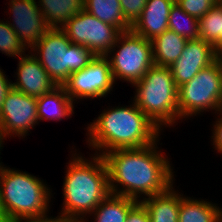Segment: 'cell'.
I'll list each match as a JSON object with an SVG mask.
<instances>
[{
    "mask_svg": "<svg viewBox=\"0 0 222 222\" xmlns=\"http://www.w3.org/2000/svg\"><path fill=\"white\" fill-rule=\"evenodd\" d=\"M159 141L140 148L116 149L103 155L112 194L140 202L141 198L162 193L175 183L171 158L158 148Z\"/></svg>",
    "mask_w": 222,
    "mask_h": 222,
    "instance_id": "obj_1",
    "label": "cell"
},
{
    "mask_svg": "<svg viewBox=\"0 0 222 222\" xmlns=\"http://www.w3.org/2000/svg\"><path fill=\"white\" fill-rule=\"evenodd\" d=\"M70 152L63 179L62 208L56 218L59 222L88 221L87 217L111 193L108 168L101 155L90 154L88 159L79 155L77 149Z\"/></svg>",
    "mask_w": 222,
    "mask_h": 222,
    "instance_id": "obj_2",
    "label": "cell"
},
{
    "mask_svg": "<svg viewBox=\"0 0 222 222\" xmlns=\"http://www.w3.org/2000/svg\"><path fill=\"white\" fill-rule=\"evenodd\" d=\"M108 107L86 127V142L94 154L103 156L116 149L145 147L161 139L162 131L134 101L130 106Z\"/></svg>",
    "mask_w": 222,
    "mask_h": 222,
    "instance_id": "obj_3",
    "label": "cell"
},
{
    "mask_svg": "<svg viewBox=\"0 0 222 222\" xmlns=\"http://www.w3.org/2000/svg\"><path fill=\"white\" fill-rule=\"evenodd\" d=\"M133 86L132 101L154 125L161 131L178 125V87L169 67L154 64Z\"/></svg>",
    "mask_w": 222,
    "mask_h": 222,
    "instance_id": "obj_4",
    "label": "cell"
},
{
    "mask_svg": "<svg viewBox=\"0 0 222 222\" xmlns=\"http://www.w3.org/2000/svg\"><path fill=\"white\" fill-rule=\"evenodd\" d=\"M45 183L28 172L4 166L0 196L6 217H51L48 214L53 193Z\"/></svg>",
    "mask_w": 222,
    "mask_h": 222,
    "instance_id": "obj_5",
    "label": "cell"
},
{
    "mask_svg": "<svg viewBox=\"0 0 222 222\" xmlns=\"http://www.w3.org/2000/svg\"><path fill=\"white\" fill-rule=\"evenodd\" d=\"M29 51L58 86L95 57L85 46L71 43L65 31L56 27L49 28Z\"/></svg>",
    "mask_w": 222,
    "mask_h": 222,
    "instance_id": "obj_6",
    "label": "cell"
},
{
    "mask_svg": "<svg viewBox=\"0 0 222 222\" xmlns=\"http://www.w3.org/2000/svg\"><path fill=\"white\" fill-rule=\"evenodd\" d=\"M179 121L188 120L204 111L217 115L222 110V62L218 58L209 67L178 87Z\"/></svg>",
    "mask_w": 222,
    "mask_h": 222,
    "instance_id": "obj_7",
    "label": "cell"
},
{
    "mask_svg": "<svg viewBox=\"0 0 222 222\" xmlns=\"http://www.w3.org/2000/svg\"><path fill=\"white\" fill-rule=\"evenodd\" d=\"M117 49V50H116ZM113 80L133 85L154 65L152 43L132 30L121 32L109 52Z\"/></svg>",
    "mask_w": 222,
    "mask_h": 222,
    "instance_id": "obj_8",
    "label": "cell"
},
{
    "mask_svg": "<svg viewBox=\"0 0 222 222\" xmlns=\"http://www.w3.org/2000/svg\"><path fill=\"white\" fill-rule=\"evenodd\" d=\"M73 44L83 45L95 56H105L115 44L121 31L85 10L69 19L63 27Z\"/></svg>",
    "mask_w": 222,
    "mask_h": 222,
    "instance_id": "obj_9",
    "label": "cell"
},
{
    "mask_svg": "<svg viewBox=\"0 0 222 222\" xmlns=\"http://www.w3.org/2000/svg\"><path fill=\"white\" fill-rule=\"evenodd\" d=\"M62 86L75 103L80 99L106 98L115 86L109 60L95 56L85 68L72 72Z\"/></svg>",
    "mask_w": 222,
    "mask_h": 222,
    "instance_id": "obj_10",
    "label": "cell"
},
{
    "mask_svg": "<svg viewBox=\"0 0 222 222\" xmlns=\"http://www.w3.org/2000/svg\"><path fill=\"white\" fill-rule=\"evenodd\" d=\"M37 98L11 89L0 110V141L6 138H26L28 132L39 124ZM10 136V137H9Z\"/></svg>",
    "mask_w": 222,
    "mask_h": 222,
    "instance_id": "obj_11",
    "label": "cell"
},
{
    "mask_svg": "<svg viewBox=\"0 0 222 222\" xmlns=\"http://www.w3.org/2000/svg\"><path fill=\"white\" fill-rule=\"evenodd\" d=\"M8 12L12 20L7 23L17 37L30 49L50 28L36 0H9Z\"/></svg>",
    "mask_w": 222,
    "mask_h": 222,
    "instance_id": "obj_12",
    "label": "cell"
},
{
    "mask_svg": "<svg viewBox=\"0 0 222 222\" xmlns=\"http://www.w3.org/2000/svg\"><path fill=\"white\" fill-rule=\"evenodd\" d=\"M218 58L211 43L203 39L188 40L180 57L169 67L177 87L187 83Z\"/></svg>",
    "mask_w": 222,
    "mask_h": 222,
    "instance_id": "obj_13",
    "label": "cell"
},
{
    "mask_svg": "<svg viewBox=\"0 0 222 222\" xmlns=\"http://www.w3.org/2000/svg\"><path fill=\"white\" fill-rule=\"evenodd\" d=\"M17 59L16 82H11L13 89L38 98L58 86L31 52Z\"/></svg>",
    "mask_w": 222,
    "mask_h": 222,
    "instance_id": "obj_14",
    "label": "cell"
},
{
    "mask_svg": "<svg viewBox=\"0 0 222 222\" xmlns=\"http://www.w3.org/2000/svg\"><path fill=\"white\" fill-rule=\"evenodd\" d=\"M174 0H147L131 30L151 41L168 29L169 12Z\"/></svg>",
    "mask_w": 222,
    "mask_h": 222,
    "instance_id": "obj_15",
    "label": "cell"
},
{
    "mask_svg": "<svg viewBox=\"0 0 222 222\" xmlns=\"http://www.w3.org/2000/svg\"><path fill=\"white\" fill-rule=\"evenodd\" d=\"M172 184L166 191L141 199L150 222H178L181 192Z\"/></svg>",
    "mask_w": 222,
    "mask_h": 222,
    "instance_id": "obj_16",
    "label": "cell"
},
{
    "mask_svg": "<svg viewBox=\"0 0 222 222\" xmlns=\"http://www.w3.org/2000/svg\"><path fill=\"white\" fill-rule=\"evenodd\" d=\"M75 102L63 86H57L50 93L37 98L39 123L43 121H62L74 114Z\"/></svg>",
    "mask_w": 222,
    "mask_h": 222,
    "instance_id": "obj_17",
    "label": "cell"
},
{
    "mask_svg": "<svg viewBox=\"0 0 222 222\" xmlns=\"http://www.w3.org/2000/svg\"><path fill=\"white\" fill-rule=\"evenodd\" d=\"M207 200L181 193L178 222H221V206Z\"/></svg>",
    "mask_w": 222,
    "mask_h": 222,
    "instance_id": "obj_18",
    "label": "cell"
},
{
    "mask_svg": "<svg viewBox=\"0 0 222 222\" xmlns=\"http://www.w3.org/2000/svg\"><path fill=\"white\" fill-rule=\"evenodd\" d=\"M188 40L167 29L151 40L155 65L170 67L182 54Z\"/></svg>",
    "mask_w": 222,
    "mask_h": 222,
    "instance_id": "obj_19",
    "label": "cell"
},
{
    "mask_svg": "<svg viewBox=\"0 0 222 222\" xmlns=\"http://www.w3.org/2000/svg\"><path fill=\"white\" fill-rule=\"evenodd\" d=\"M46 24L50 28H61L63 25L84 10V0H38Z\"/></svg>",
    "mask_w": 222,
    "mask_h": 222,
    "instance_id": "obj_20",
    "label": "cell"
},
{
    "mask_svg": "<svg viewBox=\"0 0 222 222\" xmlns=\"http://www.w3.org/2000/svg\"><path fill=\"white\" fill-rule=\"evenodd\" d=\"M138 202L129 197L110 193L89 217H93V222H125L129 211Z\"/></svg>",
    "mask_w": 222,
    "mask_h": 222,
    "instance_id": "obj_21",
    "label": "cell"
},
{
    "mask_svg": "<svg viewBox=\"0 0 222 222\" xmlns=\"http://www.w3.org/2000/svg\"><path fill=\"white\" fill-rule=\"evenodd\" d=\"M84 10L99 20L116 26L121 32L131 30L119 0H84Z\"/></svg>",
    "mask_w": 222,
    "mask_h": 222,
    "instance_id": "obj_22",
    "label": "cell"
},
{
    "mask_svg": "<svg viewBox=\"0 0 222 222\" xmlns=\"http://www.w3.org/2000/svg\"><path fill=\"white\" fill-rule=\"evenodd\" d=\"M168 29L187 40L199 39L198 19L182 10L176 2L169 12Z\"/></svg>",
    "mask_w": 222,
    "mask_h": 222,
    "instance_id": "obj_23",
    "label": "cell"
},
{
    "mask_svg": "<svg viewBox=\"0 0 222 222\" xmlns=\"http://www.w3.org/2000/svg\"><path fill=\"white\" fill-rule=\"evenodd\" d=\"M199 39L212 45L222 32V2L213 6L203 17L198 19Z\"/></svg>",
    "mask_w": 222,
    "mask_h": 222,
    "instance_id": "obj_24",
    "label": "cell"
},
{
    "mask_svg": "<svg viewBox=\"0 0 222 222\" xmlns=\"http://www.w3.org/2000/svg\"><path fill=\"white\" fill-rule=\"evenodd\" d=\"M29 48L17 37L16 32L6 21L0 19V52L9 57L19 58Z\"/></svg>",
    "mask_w": 222,
    "mask_h": 222,
    "instance_id": "obj_25",
    "label": "cell"
},
{
    "mask_svg": "<svg viewBox=\"0 0 222 222\" xmlns=\"http://www.w3.org/2000/svg\"><path fill=\"white\" fill-rule=\"evenodd\" d=\"M175 2L182 10L197 19L203 17L213 6L220 3L219 0H176Z\"/></svg>",
    "mask_w": 222,
    "mask_h": 222,
    "instance_id": "obj_26",
    "label": "cell"
},
{
    "mask_svg": "<svg viewBox=\"0 0 222 222\" xmlns=\"http://www.w3.org/2000/svg\"><path fill=\"white\" fill-rule=\"evenodd\" d=\"M122 8L123 16L132 26L140 17L147 0H119Z\"/></svg>",
    "mask_w": 222,
    "mask_h": 222,
    "instance_id": "obj_27",
    "label": "cell"
},
{
    "mask_svg": "<svg viewBox=\"0 0 222 222\" xmlns=\"http://www.w3.org/2000/svg\"><path fill=\"white\" fill-rule=\"evenodd\" d=\"M218 117L212 124V136L211 141L213 144V149L216 150L218 154L222 155V110L217 113Z\"/></svg>",
    "mask_w": 222,
    "mask_h": 222,
    "instance_id": "obj_28",
    "label": "cell"
},
{
    "mask_svg": "<svg viewBox=\"0 0 222 222\" xmlns=\"http://www.w3.org/2000/svg\"><path fill=\"white\" fill-rule=\"evenodd\" d=\"M125 222H150V216L144 205L138 202L129 211Z\"/></svg>",
    "mask_w": 222,
    "mask_h": 222,
    "instance_id": "obj_29",
    "label": "cell"
},
{
    "mask_svg": "<svg viewBox=\"0 0 222 222\" xmlns=\"http://www.w3.org/2000/svg\"><path fill=\"white\" fill-rule=\"evenodd\" d=\"M54 217H5L2 222H59Z\"/></svg>",
    "mask_w": 222,
    "mask_h": 222,
    "instance_id": "obj_30",
    "label": "cell"
},
{
    "mask_svg": "<svg viewBox=\"0 0 222 222\" xmlns=\"http://www.w3.org/2000/svg\"><path fill=\"white\" fill-rule=\"evenodd\" d=\"M12 80L10 81L3 69L0 67V110L7 93L12 89Z\"/></svg>",
    "mask_w": 222,
    "mask_h": 222,
    "instance_id": "obj_31",
    "label": "cell"
},
{
    "mask_svg": "<svg viewBox=\"0 0 222 222\" xmlns=\"http://www.w3.org/2000/svg\"><path fill=\"white\" fill-rule=\"evenodd\" d=\"M213 48L218 55L222 52V32L219 39L213 44Z\"/></svg>",
    "mask_w": 222,
    "mask_h": 222,
    "instance_id": "obj_32",
    "label": "cell"
},
{
    "mask_svg": "<svg viewBox=\"0 0 222 222\" xmlns=\"http://www.w3.org/2000/svg\"><path fill=\"white\" fill-rule=\"evenodd\" d=\"M6 215L4 213L2 204H1V196H0V222H2L5 219Z\"/></svg>",
    "mask_w": 222,
    "mask_h": 222,
    "instance_id": "obj_33",
    "label": "cell"
},
{
    "mask_svg": "<svg viewBox=\"0 0 222 222\" xmlns=\"http://www.w3.org/2000/svg\"><path fill=\"white\" fill-rule=\"evenodd\" d=\"M3 144L4 143H2L1 141H0V151H1V149H3ZM1 153V152H0ZM1 155V154H0ZM1 159V158H0ZM3 167H4V165L2 164V162H0V175H1V171H2V169H3Z\"/></svg>",
    "mask_w": 222,
    "mask_h": 222,
    "instance_id": "obj_34",
    "label": "cell"
},
{
    "mask_svg": "<svg viewBox=\"0 0 222 222\" xmlns=\"http://www.w3.org/2000/svg\"><path fill=\"white\" fill-rule=\"evenodd\" d=\"M219 59H220L221 62H222V52L219 54Z\"/></svg>",
    "mask_w": 222,
    "mask_h": 222,
    "instance_id": "obj_35",
    "label": "cell"
}]
</instances>
